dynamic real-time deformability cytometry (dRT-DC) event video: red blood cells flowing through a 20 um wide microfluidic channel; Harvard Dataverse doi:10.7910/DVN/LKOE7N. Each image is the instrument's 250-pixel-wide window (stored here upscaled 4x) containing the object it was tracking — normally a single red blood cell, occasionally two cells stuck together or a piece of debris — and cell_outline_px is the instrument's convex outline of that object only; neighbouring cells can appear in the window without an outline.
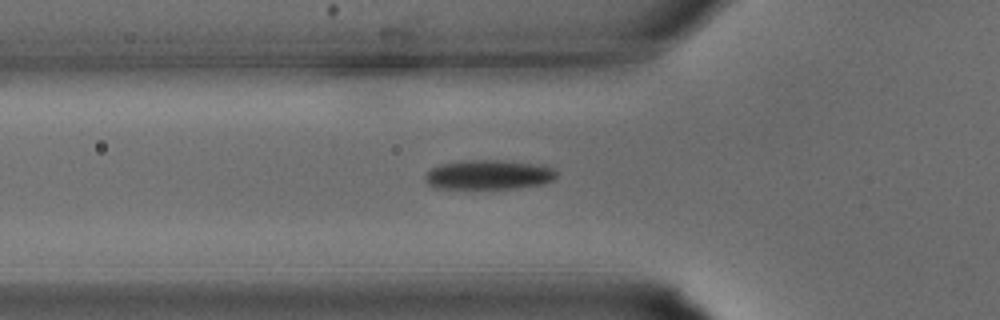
{"species": "common noctule bat (a hibernating species)", "species_latin": "Nyctalus noctula", "temperature_condition": "warm", "stored_images_in_passage": 24, "camera_frame_rate_fps": 3000, "um_per_image_px": 0.085, "animal": {"sex": "male", "body_mass_g": 15.6}, "frame": {"image": 1, "passage_image": 4, "time_ms": 1.0, "image_size_px": [1000, 320], "cell_outline_px": [[556, 176], [552, 180], [540, 184], [508, 188], [432, 188], [424, 180], [424, 176], [432, 168], [440, 164], [464, 160], [496, 160], [532, 164], [552, 168], [556, 172]], "centroid_in_image_um": [41.44, 14.85], "position_along_channel_um": 84.4, "area_um2": 22.14}}
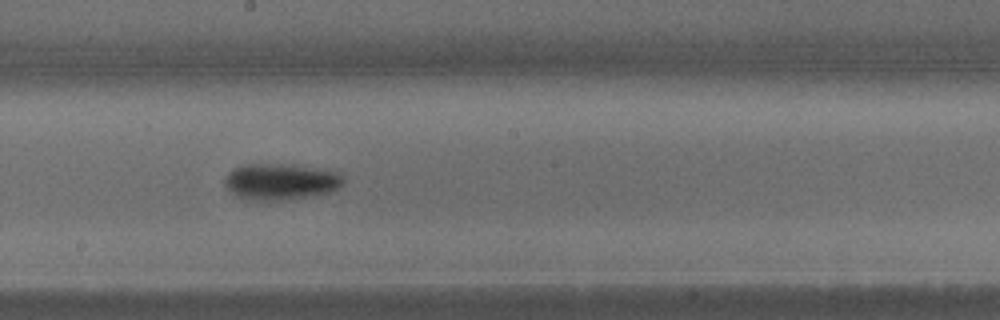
{"frame": {"image": 2, "passage_image": 11, "time_ms": 3.333, "image_size_px": [1000, 320], "cell_outline_px": [[344, 184], [340, 188], [316, 196], [288, 200], [248, 200], [236, 196], [224, 184], [224, 180], [228, 172], [244, 164], [292, 164], [340, 172], [344, 176]], "centroid_in_image_um": [23.91, 15.44], "position_along_channel_um": 224.3, "area_um2": 25.49}}
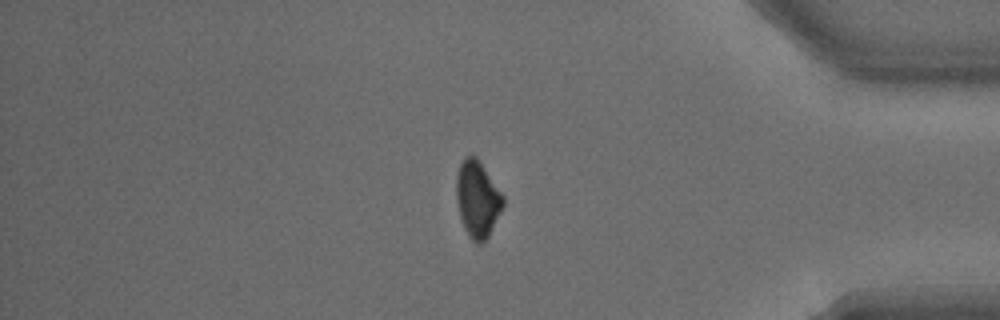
{"frame": {"image": 3, "passage_image": 21, "time_ms": 6.667, "image_size_px": [1000, 320], "cell_outline_px": [[504, 204], [488, 236], [480, 244], [476, 244], [468, 236], [464, 228], [460, 216], [456, 196], [456, 176], [460, 164], [464, 156], [476, 156], [504, 196]], "centroid_in_image_um": [40.57, 16.92], "position_along_channel_um": 394.6, "area_um2": 20.63}}